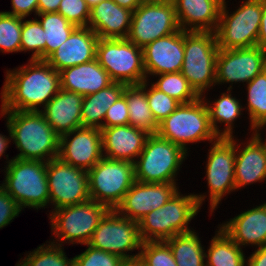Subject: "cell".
<instances>
[{
  "mask_svg": "<svg viewBox=\"0 0 266 266\" xmlns=\"http://www.w3.org/2000/svg\"><path fill=\"white\" fill-rule=\"evenodd\" d=\"M180 29L215 32L224 0H172Z\"/></svg>",
  "mask_w": 266,
  "mask_h": 266,
  "instance_id": "cb8c5ba5",
  "label": "cell"
},
{
  "mask_svg": "<svg viewBox=\"0 0 266 266\" xmlns=\"http://www.w3.org/2000/svg\"><path fill=\"white\" fill-rule=\"evenodd\" d=\"M257 45L266 50V0H262V16Z\"/></svg>",
  "mask_w": 266,
  "mask_h": 266,
  "instance_id": "7dc6e473",
  "label": "cell"
},
{
  "mask_svg": "<svg viewBox=\"0 0 266 266\" xmlns=\"http://www.w3.org/2000/svg\"><path fill=\"white\" fill-rule=\"evenodd\" d=\"M180 30L172 0L142 2L133 11L127 39L143 48L158 38Z\"/></svg>",
  "mask_w": 266,
  "mask_h": 266,
  "instance_id": "5bb4252c",
  "label": "cell"
},
{
  "mask_svg": "<svg viewBox=\"0 0 266 266\" xmlns=\"http://www.w3.org/2000/svg\"><path fill=\"white\" fill-rule=\"evenodd\" d=\"M60 83L61 89L86 96L108 87L113 81L96 58L60 71Z\"/></svg>",
  "mask_w": 266,
  "mask_h": 266,
  "instance_id": "4316f807",
  "label": "cell"
},
{
  "mask_svg": "<svg viewBox=\"0 0 266 266\" xmlns=\"http://www.w3.org/2000/svg\"><path fill=\"white\" fill-rule=\"evenodd\" d=\"M214 236L205 250L206 266H247L243 248L236 244L225 231L216 226Z\"/></svg>",
  "mask_w": 266,
  "mask_h": 266,
  "instance_id": "f546056e",
  "label": "cell"
},
{
  "mask_svg": "<svg viewBox=\"0 0 266 266\" xmlns=\"http://www.w3.org/2000/svg\"><path fill=\"white\" fill-rule=\"evenodd\" d=\"M129 110L126 96L122 94L112 106L107 109L104 117V127L128 125Z\"/></svg>",
  "mask_w": 266,
  "mask_h": 266,
  "instance_id": "7bdbcfd3",
  "label": "cell"
},
{
  "mask_svg": "<svg viewBox=\"0 0 266 266\" xmlns=\"http://www.w3.org/2000/svg\"><path fill=\"white\" fill-rule=\"evenodd\" d=\"M11 11H3L9 15L21 18H29L31 14L34 17L38 14V0H11Z\"/></svg>",
  "mask_w": 266,
  "mask_h": 266,
  "instance_id": "f6af8a7d",
  "label": "cell"
},
{
  "mask_svg": "<svg viewBox=\"0 0 266 266\" xmlns=\"http://www.w3.org/2000/svg\"><path fill=\"white\" fill-rule=\"evenodd\" d=\"M247 266H266V246L254 249L247 257Z\"/></svg>",
  "mask_w": 266,
  "mask_h": 266,
  "instance_id": "bcb514c9",
  "label": "cell"
},
{
  "mask_svg": "<svg viewBox=\"0 0 266 266\" xmlns=\"http://www.w3.org/2000/svg\"><path fill=\"white\" fill-rule=\"evenodd\" d=\"M5 127L7 128V131H8V136L5 135L4 133H0V160L3 158L2 156H4L6 159V161L4 162V166H6L11 160L12 158L10 159L9 158V154H6L5 151H7V149L9 148V144L11 145V133H10V128L8 126L7 123H5Z\"/></svg>",
  "mask_w": 266,
  "mask_h": 266,
  "instance_id": "c3c4849f",
  "label": "cell"
},
{
  "mask_svg": "<svg viewBox=\"0 0 266 266\" xmlns=\"http://www.w3.org/2000/svg\"><path fill=\"white\" fill-rule=\"evenodd\" d=\"M133 11L123 8L113 0H104L90 9L87 27L99 38H127Z\"/></svg>",
  "mask_w": 266,
  "mask_h": 266,
  "instance_id": "484cf974",
  "label": "cell"
},
{
  "mask_svg": "<svg viewBox=\"0 0 266 266\" xmlns=\"http://www.w3.org/2000/svg\"><path fill=\"white\" fill-rule=\"evenodd\" d=\"M126 84L113 82L96 93L83 96L81 107L82 127L104 128L107 109L123 94Z\"/></svg>",
  "mask_w": 266,
  "mask_h": 266,
  "instance_id": "f1b7e54d",
  "label": "cell"
},
{
  "mask_svg": "<svg viewBox=\"0 0 266 266\" xmlns=\"http://www.w3.org/2000/svg\"><path fill=\"white\" fill-rule=\"evenodd\" d=\"M88 244L124 260L138 258L142 244L138 222L120 215L115 209L109 210Z\"/></svg>",
  "mask_w": 266,
  "mask_h": 266,
  "instance_id": "4fadbf2b",
  "label": "cell"
},
{
  "mask_svg": "<svg viewBox=\"0 0 266 266\" xmlns=\"http://www.w3.org/2000/svg\"><path fill=\"white\" fill-rule=\"evenodd\" d=\"M146 79L180 72L184 59V30L156 39L142 48Z\"/></svg>",
  "mask_w": 266,
  "mask_h": 266,
  "instance_id": "d6986e66",
  "label": "cell"
},
{
  "mask_svg": "<svg viewBox=\"0 0 266 266\" xmlns=\"http://www.w3.org/2000/svg\"><path fill=\"white\" fill-rule=\"evenodd\" d=\"M36 18L44 30L45 60L70 36L77 28L58 12L40 13Z\"/></svg>",
  "mask_w": 266,
  "mask_h": 266,
  "instance_id": "836d02e7",
  "label": "cell"
},
{
  "mask_svg": "<svg viewBox=\"0 0 266 266\" xmlns=\"http://www.w3.org/2000/svg\"><path fill=\"white\" fill-rule=\"evenodd\" d=\"M87 6L91 9L92 7H94L95 5L99 4L101 1L104 0H85Z\"/></svg>",
  "mask_w": 266,
  "mask_h": 266,
  "instance_id": "db71d44e",
  "label": "cell"
},
{
  "mask_svg": "<svg viewBox=\"0 0 266 266\" xmlns=\"http://www.w3.org/2000/svg\"><path fill=\"white\" fill-rule=\"evenodd\" d=\"M209 144L207 158L203 162L205 163L204 174L208 191L197 194L194 192V195L201 208L205 201L209 199L207 201L209 203L208 215L215 216L212 214L219 208V204H222L223 198L236 192L234 174L235 136L230 138L219 137Z\"/></svg>",
  "mask_w": 266,
  "mask_h": 266,
  "instance_id": "8992f818",
  "label": "cell"
},
{
  "mask_svg": "<svg viewBox=\"0 0 266 266\" xmlns=\"http://www.w3.org/2000/svg\"><path fill=\"white\" fill-rule=\"evenodd\" d=\"M99 37L89 27H77L45 61L57 72L96 59Z\"/></svg>",
  "mask_w": 266,
  "mask_h": 266,
  "instance_id": "7402d4cb",
  "label": "cell"
},
{
  "mask_svg": "<svg viewBox=\"0 0 266 266\" xmlns=\"http://www.w3.org/2000/svg\"><path fill=\"white\" fill-rule=\"evenodd\" d=\"M4 73L0 110L40 112L61 89L60 72L45 60L29 59Z\"/></svg>",
  "mask_w": 266,
  "mask_h": 266,
  "instance_id": "6da1fadb",
  "label": "cell"
},
{
  "mask_svg": "<svg viewBox=\"0 0 266 266\" xmlns=\"http://www.w3.org/2000/svg\"><path fill=\"white\" fill-rule=\"evenodd\" d=\"M189 154L157 134L150 135L134 162L135 180L142 183H178L179 171Z\"/></svg>",
  "mask_w": 266,
  "mask_h": 266,
  "instance_id": "ba28073f",
  "label": "cell"
},
{
  "mask_svg": "<svg viewBox=\"0 0 266 266\" xmlns=\"http://www.w3.org/2000/svg\"><path fill=\"white\" fill-rule=\"evenodd\" d=\"M179 183H142L135 181L116 211L139 222L153 210L162 207L180 188Z\"/></svg>",
  "mask_w": 266,
  "mask_h": 266,
  "instance_id": "ac0fdd59",
  "label": "cell"
},
{
  "mask_svg": "<svg viewBox=\"0 0 266 266\" xmlns=\"http://www.w3.org/2000/svg\"><path fill=\"white\" fill-rule=\"evenodd\" d=\"M23 211L0 185V229L8 226Z\"/></svg>",
  "mask_w": 266,
  "mask_h": 266,
  "instance_id": "ee69618b",
  "label": "cell"
},
{
  "mask_svg": "<svg viewBox=\"0 0 266 266\" xmlns=\"http://www.w3.org/2000/svg\"><path fill=\"white\" fill-rule=\"evenodd\" d=\"M103 157L99 128L80 127L59 136L58 158L67 164L88 171Z\"/></svg>",
  "mask_w": 266,
  "mask_h": 266,
  "instance_id": "e0dca14e",
  "label": "cell"
},
{
  "mask_svg": "<svg viewBox=\"0 0 266 266\" xmlns=\"http://www.w3.org/2000/svg\"><path fill=\"white\" fill-rule=\"evenodd\" d=\"M120 266H144V263L138 257L135 259L124 260Z\"/></svg>",
  "mask_w": 266,
  "mask_h": 266,
  "instance_id": "f5cc1de1",
  "label": "cell"
},
{
  "mask_svg": "<svg viewBox=\"0 0 266 266\" xmlns=\"http://www.w3.org/2000/svg\"><path fill=\"white\" fill-rule=\"evenodd\" d=\"M229 1H223L215 31L218 48L229 50L257 46L262 0H240L234 11L228 7Z\"/></svg>",
  "mask_w": 266,
  "mask_h": 266,
  "instance_id": "30bf717a",
  "label": "cell"
},
{
  "mask_svg": "<svg viewBox=\"0 0 266 266\" xmlns=\"http://www.w3.org/2000/svg\"><path fill=\"white\" fill-rule=\"evenodd\" d=\"M146 97L153 117L158 124L180 105L177 100L155 88L149 80H146Z\"/></svg>",
  "mask_w": 266,
  "mask_h": 266,
  "instance_id": "ab89813d",
  "label": "cell"
},
{
  "mask_svg": "<svg viewBox=\"0 0 266 266\" xmlns=\"http://www.w3.org/2000/svg\"><path fill=\"white\" fill-rule=\"evenodd\" d=\"M218 224L241 248L266 246V202Z\"/></svg>",
  "mask_w": 266,
  "mask_h": 266,
  "instance_id": "44dd1931",
  "label": "cell"
},
{
  "mask_svg": "<svg viewBox=\"0 0 266 266\" xmlns=\"http://www.w3.org/2000/svg\"><path fill=\"white\" fill-rule=\"evenodd\" d=\"M22 18L0 11V53H21Z\"/></svg>",
  "mask_w": 266,
  "mask_h": 266,
  "instance_id": "74e56055",
  "label": "cell"
},
{
  "mask_svg": "<svg viewBox=\"0 0 266 266\" xmlns=\"http://www.w3.org/2000/svg\"><path fill=\"white\" fill-rule=\"evenodd\" d=\"M201 208L193 193L182 194L180 189L159 209L153 210L138 222L142 242L165 241L178 234L193 231L191 221Z\"/></svg>",
  "mask_w": 266,
  "mask_h": 266,
  "instance_id": "3957f363",
  "label": "cell"
},
{
  "mask_svg": "<svg viewBox=\"0 0 266 266\" xmlns=\"http://www.w3.org/2000/svg\"><path fill=\"white\" fill-rule=\"evenodd\" d=\"M218 51L215 32L184 31V59L180 72L200 96L210 94L216 87Z\"/></svg>",
  "mask_w": 266,
  "mask_h": 266,
  "instance_id": "9c48e42d",
  "label": "cell"
},
{
  "mask_svg": "<svg viewBox=\"0 0 266 266\" xmlns=\"http://www.w3.org/2000/svg\"><path fill=\"white\" fill-rule=\"evenodd\" d=\"M77 27H87L90 8L85 0H61L57 11Z\"/></svg>",
  "mask_w": 266,
  "mask_h": 266,
  "instance_id": "b9f144b4",
  "label": "cell"
},
{
  "mask_svg": "<svg viewBox=\"0 0 266 266\" xmlns=\"http://www.w3.org/2000/svg\"><path fill=\"white\" fill-rule=\"evenodd\" d=\"M244 138L238 139L235 135L234 174L237 192L256 183H266L265 147L254 134Z\"/></svg>",
  "mask_w": 266,
  "mask_h": 266,
  "instance_id": "ffe728a7",
  "label": "cell"
},
{
  "mask_svg": "<svg viewBox=\"0 0 266 266\" xmlns=\"http://www.w3.org/2000/svg\"><path fill=\"white\" fill-rule=\"evenodd\" d=\"M4 179L1 187L24 211L25 208L49 209V188L47 182V162L13 158L2 167Z\"/></svg>",
  "mask_w": 266,
  "mask_h": 266,
  "instance_id": "277c9868",
  "label": "cell"
},
{
  "mask_svg": "<svg viewBox=\"0 0 266 266\" xmlns=\"http://www.w3.org/2000/svg\"><path fill=\"white\" fill-rule=\"evenodd\" d=\"M83 96L60 89L40 111L59 135L82 127L81 107Z\"/></svg>",
  "mask_w": 266,
  "mask_h": 266,
  "instance_id": "d4e9b609",
  "label": "cell"
},
{
  "mask_svg": "<svg viewBox=\"0 0 266 266\" xmlns=\"http://www.w3.org/2000/svg\"><path fill=\"white\" fill-rule=\"evenodd\" d=\"M87 248L75 255L74 266H120L124 259L121 257L84 244Z\"/></svg>",
  "mask_w": 266,
  "mask_h": 266,
  "instance_id": "60d3db41",
  "label": "cell"
},
{
  "mask_svg": "<svg viewBox=\"0 0 266 266\" xmlns=\"http://www.w3.org/2000/svg\"><path fill=\"white\" fill-rule=\"evenodd\" d=\"M61 0H38V14L57 12Z\"/></svg>",
  "mask_w": 266,
  "mask_h": 266,
  "instance_id": "681fc988",
  "label": "cell"
},
{
  "mask_svg": "<svg viewBox=\"0 0 266 266\" xmlns=\"http://www.w3.org/2000/svg\"><path fill=\"white\" fill-rule=\"evenodd\" d=\"M151 78L149 81L155 88L174 98L180 104L190 103L201 97L181 72L159 74Z\"/></svg>",
  "mask_w": 266,
  "mask_h": 266,
  "instance_id": "d590c367",
  "label": "cell"
},
{
  "mask_svg": "<svg viewBox=\"0 0 266 266\" xmlns=\"http://www.w3.org/2000/svg\"><path fill=\"white\" fill-rule=\"evenodd\" d=\"M15 266H74V258H68L64 246L48 240L33 251H26ZM24 258V259H23Z\"/></svg>",
  "mask_w": 266,
  "mask_h": 266,
  "instance_id": "e575fe53",
  "label": "cell"
},
{
  "mask_svg": "<svg viewBox=\"0 0 266 266\" xmlns=\"http://www.w3.org/2000/svg\"><path fill=\"white\" fill-rule=\"evenodd\" d=\"M47 182L49 214L61 207L90 200L87 170L67 164L58 157L47 162Z\"/></svg>",
  "mask_w": 266,
  "mask_h": 266,
  "instance_id": "9a60e30c",
  "label": "cell"
},
{
  "mask_svg": "<svg viewBox=\"0 0 266 266\" xmlns=\"http://www.w3.org/2000/svg\"><path fill=\"white\" fill-rule=\"evenodd\" d=\"M3 117L19 152L13 158L48 162L58 157L59 135L41 112L0 110Z\"/></svg>",
  "mask_w": 266,
  "mask_h": 266,
  "instance_id": "7a4b0ae2",
  "label": "cell"
},
{
  "mask_svg": "<svg viewBox=\"0 0 266 266\" xmlns=\"http://www.w3.org/2000/svg\"><path fill=\"white\" fill-rule=\"evenodd\" d=\"M96 58L113 82L139 85L147 80L142 48L127 38H99Z\"/></svg>",
  "mask_w": 266,
  "mask_h": 266,
  "instance_id": "8fae6325",
  "label": "cell"
},
{
  "mask_svg": "<svg viewBox=\"0 0 266 266\" xmlns=\"http://www.w3.org/2000/svg\"><path fill=\"white\" fill-rule=\"evenodd\" d=\"M101 130L103 156L113 160L135 162L143 150L147 132L130 124L104 127Z\"/></svg>",
  "mask_w": 266,
  "mask_h": 266,
  "instance_id": "603a6c76",
  "label": "cell"
},
{
  "mask_svg": "<svg viewBox=\"0 0 266 266\" xmlns=\"http://www.w3.org/2000/svg\"><path fill=\"white\" fill-rule=\"evenodd\" d=\"M139 259L144 266H177L171 248L165 241H145Z\"/></svg>",
  "mask_w": 266,
  "mask_h": 266,
  "instance_id": "f35d334b",
  "label": "cell"
},
{
  "mask_svg": "<svg viewBox=\"0 0 266 266\" xmlns=\"http://www.w3.org/2000/svg\"><path fill=\"white\" fill-rule=\"evenodd\" d=\"M266 69V50L253 46L239 49H219L216 58V86L229 84L227 89L234 90L248 84ZM234 84V85H233ZM234 86V87H233Z\"/></svg>",
  "mask_w": 266,
  "mask_h": 266,
  "instance_id": "2e32d148",
  "label": "cell"
},
{
  "mask_svg": "<svg viewBox=\"0 0 266 266\" xmlns=\"http://www.w3.org/2000/svg\"><path fill=\"white\" fill-rule=\"evenodd\" d=\"M265 130V131H264ZM266 133V124L261 125L253 130V134L260 140V142L264 145L266 150V138H264V132ZM263 136V137H262Z\"/></svg>",
  "mask_w": 266,
  "mask_h": 266,
  "instance_id": "816d5d0a",
  "label": "cell"
},
{
  "mask_svg": "<svg viewBox=\"0 0 266 266\" xmlns=\"http://www.w3.org/2000/svg\"><path fill=\"white\" fill-rule=\"evenodd\" d=\"M88 173L90 199L110 210L122 202L124 195L134 184V163L103 157Z\"/></svg>",
  "mask_w": 266,
  "mask_h": 266,
  "instance_id": "7c38bea8",
  "label": "cell"
},
{
  "mask_svg": "<svg viewBox=\"0 0 266 266\" xmlns=\"http://www.w3.org/2000/svg\"><path fill=\"white\" fill-rule=\"evenodd\" d=\"M123 94L126 96L129 110V124L155 135L159 124L153 117L146 97V80L139 85H126Z\"/></svg>",
  "mask_w": 266,
  "mask_h": 266,
  "instance_id": "4dcf8cb0",
  "label": "cell"
},
{
  "mask_svg": "<svg viewBox=\"0 0 266 266\" xmlns=\"http://www.w3.org/2000/svg\"><path fill=\"white\" fill-rule=\"evenodd\" d=\"M196 230L165 240L171 248L177 266H206L205 246Z\"/></svg>",
  "mask_w": 266,
  "mask_h": 266,
  "instance_id": "1f68e13d",
  "label": "cell"
},
{
  "mask_svg": "<svg viewBox=\"0 0 266 266\" xmlns=\"http://www.w3.org/2000/svg\"><path fill=\"white\" fill-rule=\"evenodd\" d=\"M45 43L44 30L39 20L36 17L22 18L21 53L32 52L29 59L45 60Z\"/></svg>",
  "mask_w": 266,
  "mask_h": 266,
  "instance_id": "8d00e7d4",
  "label": "cell"
},
{
  "mask_svg": "<svg viewBox=\"0 0 266 266\" xmlns=\"http://www.w3.org/2000/svg\"><path fill=\"white\" fill-rule=\"evenodd\" d=\"M233 91L226 89L219 96L215 95L216 99L202 95L208 108L210 124L218 137H234L236 134L234 128L237 127L234 124L238 121L237 119L242 120L241 116L244 115V103L234 96Z\"/></svg>",
  "mask_w": 266,
  "mask_h": 266,
  "instance_id": "83f0119b",
  "label": "cell"
},
{
  "mask_svg": "<svg viewBox=\"0 0 266 266\" xmlns=\"http://www.w3.org/2000/svg\"><path fill=\"white\" fill-rule=\"evenodd\" d=\"M246 87L245 109L246 118L248 119V135L253 134V130L266 124V69L259 73ZM250 133V134H249Z\"/></svg>",
  "mask_w": 266,
  "mask_h": 266,
  "instance_id": "d6a6232c",
  "label": "cell"
},
{
  "mask_svg": "<svg viewBox=\"0 0 266 266\" xmlns=\"http://www.w3.org/2000/svg\"><path fill=\"white\" fill-rule=\"evenodd\" d=\"M119 6L130 11H135L141 4L142 0H113Z\"/></svg>",
  "mask_w": 266,
  "mask_h": 266,
  "instance_id": "f907efd6",
  "label": "cell"
},
{
  "mask_svg": "<svg viewBox=\"0 0 266 266\" xmlns=\"http://www.w3.org/2000/svg\"><path fill=\"white\" fill-rule=\"evenodd\" d=\"M110 209L93 200L61 207L48 214L51 228L49 242L64 246L88 244L99 222Z\"/></svg>",
  "mask_w": 266,
  "mask_h": 266,
  "instance_id": "52a82bcc",
  "label": "cell"
},
{
  "mask_svg": "<svg viewBox=\"0 0 266 266\" xmlns=\"http://www.w3.org/2000/svg\"><path fill=\"white\" fill-rule=\"evenodd\" d=\"M156 134L182 147L187 153L191 151L190 144L212 143L219 138L210 124L208 108L202 96L193 102L180 104L159 123Z\"/></svg>",
  "mask_w": 266,
  "mask_h": 266,
  "instance_id": "5b68a950",
  "label": "cell"
},
{
  "mask_svg": "<svg viewBox=\"0 0 266 266\" xmlns=\"http://www.w3.org/2000/svg\"><path fill=\"white\" fill-rule=\"evenodd\" d=\"M143 2H147V1H157V0H142Z\"/></svg>",
  "mask_w": 266,
  "mask_h": 266,
  "instance_id": "11a10c76",
  "label": "cell"
}]
</instances>
